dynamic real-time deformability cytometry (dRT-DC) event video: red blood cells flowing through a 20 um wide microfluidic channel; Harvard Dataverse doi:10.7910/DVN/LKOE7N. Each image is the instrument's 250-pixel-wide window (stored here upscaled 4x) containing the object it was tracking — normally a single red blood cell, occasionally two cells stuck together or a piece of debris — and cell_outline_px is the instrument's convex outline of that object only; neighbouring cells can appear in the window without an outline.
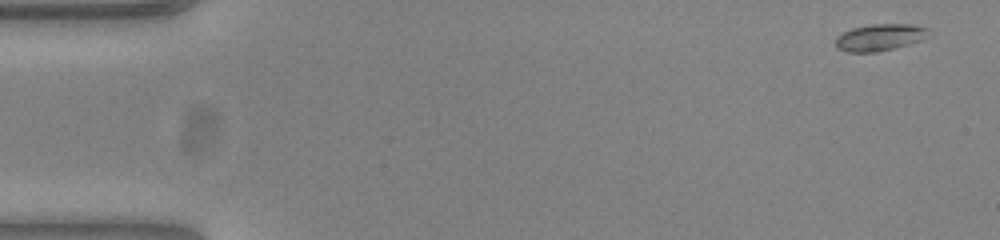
{"species": "common noctule bat (a hibernating species)", "species_latin": "Nyctalus noctula", "temperature_condition": "warm", "stored_images_in_passage": 52, "camera_frame_rate_fps": 3000, "um_per_image_px": 0.085, "animal": {"sex": "female", "body_mass_g": 23.0, "forearm_length_mm": 53.4}, "frame": {"image": 1, "passage_image": 1, "time_ms": 0.0, "image_size_px": [1000, 240], "cell_outline_px": [[932, 32], [928, 36], [920, 40], [908, 44], [876, 52], [848, 52], [836, 48], [836, 36], [852, 28], [872, 24], [912, 24], [928, 28]], "centroid_in_image_um": [74.79, 3.16], "position_along_channel_um": 10.2, "area_um2": 14.51}}
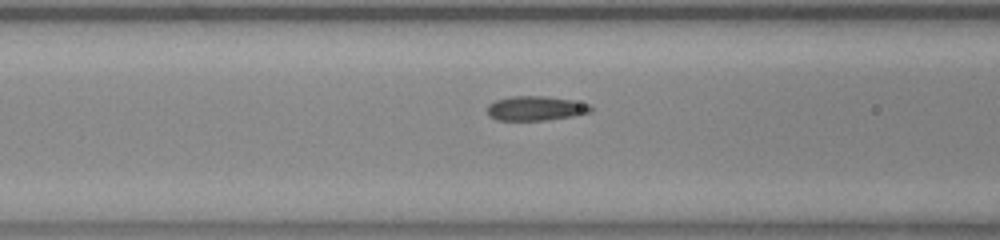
{"frame": {"image": 2, "passage_image": 20, "time_ms": 6.333, "image_size_px": [1000, 240], "cell_outline_px": [[592, 112], [572, 116], [544, 120], [496, 120], [488, 116], [488, 104], [496, 100], [512, 96], [544, 96], [572, 100], [592, 104]], "centroid_in_image_um": [45.55, 9.2], "position_along_channel_um": 121.1, "area_um2": 14.8}}
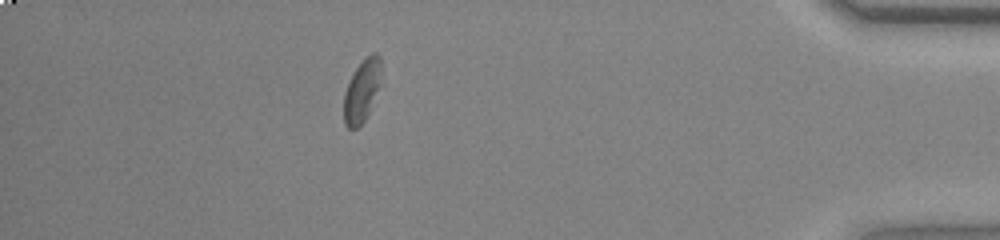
{"frame": {"image": 3, "passage_image": 46, "time_ms": 15.0, "image_size_px": [1000, 240], "cell_outline_px": [[380, 84], [368, 112], [364, 120], [356, 128], [348, 128], [344, 124], [344, 92], [356, 68], [372, 52], [376, 52], [380, 56]], "centroid_in_image_um": [30.75, 7.72], "position_along_channel_um": 404.5, "area_um2": 13.12}, "authors_computed_cell_mechanics": {"area_um2": 14.5656, "velocity_mm_per_s": 3.8449, "shape_relaxation_time_tau1_ms": 6.4079, "shape_relaxation_time_tau2_ms": 1.942, "deformation_change_tau1": 0.1395, "deformation_change_tau2": 0.0516}}